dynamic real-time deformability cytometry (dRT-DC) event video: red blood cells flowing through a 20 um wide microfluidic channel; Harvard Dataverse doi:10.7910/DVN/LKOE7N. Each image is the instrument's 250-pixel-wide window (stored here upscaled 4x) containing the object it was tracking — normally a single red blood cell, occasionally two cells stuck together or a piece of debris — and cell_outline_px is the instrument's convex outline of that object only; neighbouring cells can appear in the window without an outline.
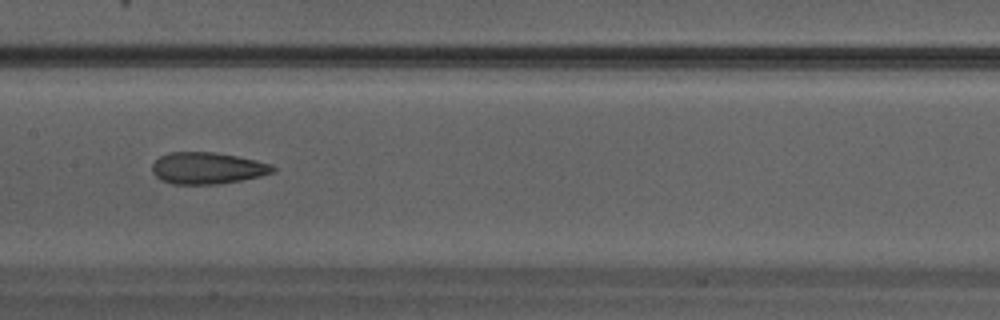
{"species": "Egyptian fruit bat (a non-hibernating species)", "species_latin": "Rousettus aegyptiacus", "temperature_condition": "warm", "stored_images_in_passage": 24, "camera_frame_rate_fps": 3000, "um_per_image_px": 0.085, "animal": {"sex": "male"}, "frame": {"image": 1, "passage_image": 8, "time_ms": 2.333, "image_size_px": [1000, 320], "cell_outline_px": [[276, 168], [272, 172], [260, 176], [240, 180], [216, 184], [172, 184], [160, 180], [152, 172], [152, 164], [160, 156], [172, 152], [216, 152], [256, 160], [272, 164]], "centroid_in_image_um": [17.61, 14.29], "position_along_channel_um": 189.8, "area_um2": 22.2}}